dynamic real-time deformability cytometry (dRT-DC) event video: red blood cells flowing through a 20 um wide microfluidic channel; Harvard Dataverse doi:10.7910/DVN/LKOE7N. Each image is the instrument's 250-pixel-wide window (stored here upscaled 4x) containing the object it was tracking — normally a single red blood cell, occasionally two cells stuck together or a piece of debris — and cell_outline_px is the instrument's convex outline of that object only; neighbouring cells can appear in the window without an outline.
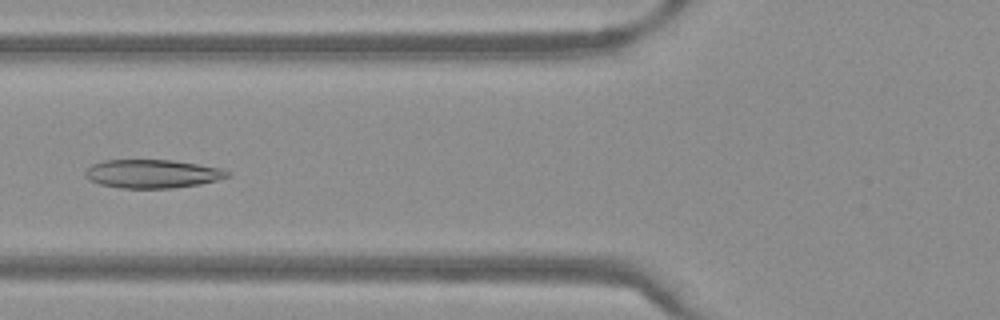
{"species": "Egyptian fruit bat (a non-hibernating species)", "species_latin": "Rousettus aegyptiacus", "temperature_condition": "warm", "stored_images_in_passage": 51, "camera_frame_rate_fps": 3000, "um_per_image_px": 0.085, "frame": {"image": 1, "passage_image": 20, "time_ms": 6.333, "image_size_px": [1000, 320], "cell_outline_px": [[232, 176], [200, 184], [172, 188], [120, 188], [100, 184], [88, 180], [84, 176], [84, 172], [92, 164], [104, 160], [172, 160], [220, 168], [228, 172]], "centroid_in_image_um": [12.91, 14.77], "position_along_channel_um": 112.9, "area_um2": 23.58}}
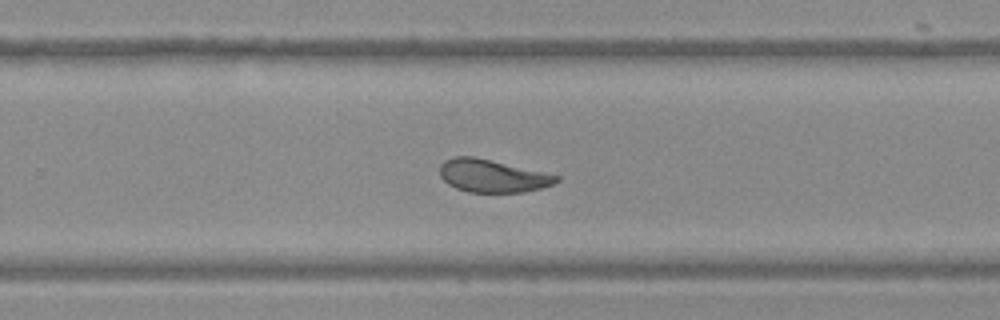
{"frame": {"image": 2, "passage_image": 33, "time_ms": 10.667, "image_size_px": [1000, 320], "cell_outline_px": [[560, 180], [552, 184], [540, 188], [524, 192], [468, 192], [456, 188], [448, 184], [440, 176], [440, 164], [444, 160], [456, 156], [472, 156], [560, 176]], "centroid_in_image_um": [41.81, 14.95], "position_along_channel_um": 288.0, "area_um2": 21.96}}
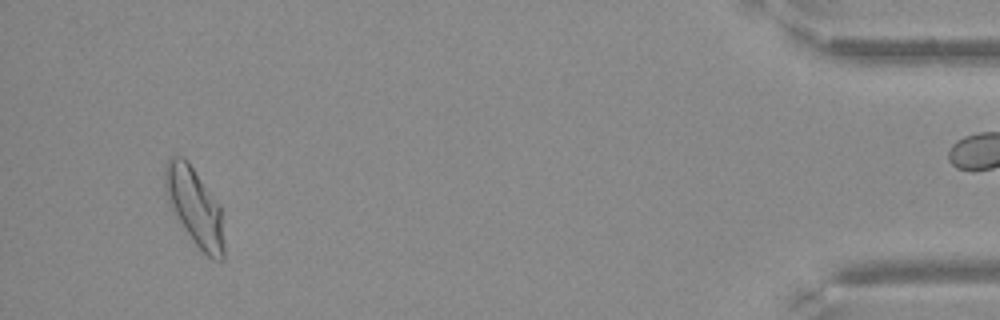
{"frame": {"image": 3, "passage_image": 48, "time_ms": 15.667, "image_size_px": [1000, 320], "cell_outline_px": [[224, 260], [212, 260], [192, 240], [176, 220], [168, 200], [164, 188], [164, 168], [168, 156], [184, 156], [188, 160], [220, 204], [224, 244]], "centroid_in_image_um": [16.53, 17.54], "position_along_channel_um": 418.7, "area_um2": 27.17}}